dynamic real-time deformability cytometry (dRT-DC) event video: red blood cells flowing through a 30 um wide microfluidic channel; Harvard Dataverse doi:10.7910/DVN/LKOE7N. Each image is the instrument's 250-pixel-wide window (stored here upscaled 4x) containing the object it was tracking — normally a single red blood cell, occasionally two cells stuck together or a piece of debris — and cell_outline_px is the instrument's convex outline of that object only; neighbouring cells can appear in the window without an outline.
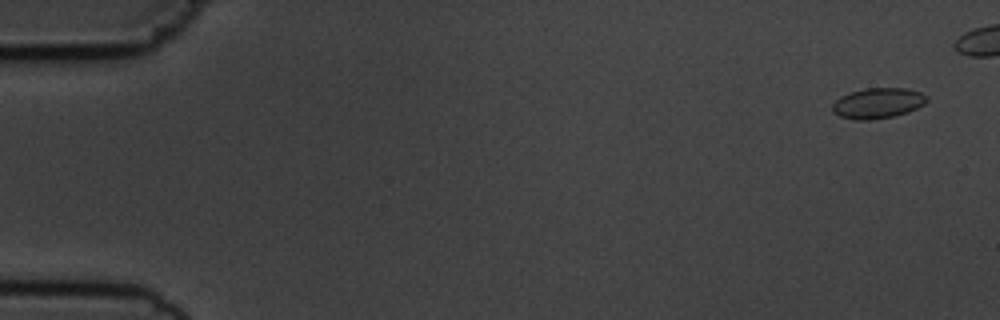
{"species": "common noctule bat (a hibernating species)", "species_latin": "Nyctalus noctula", "temperature_condition": "cold", "stored_images_in_passage": 6, "camera_frame_rate_fps": 3000, "um_per_image_px": 0.085, "animal": {"sex": "male", "body_mass_g": 19.5, "forearm_length_mm": 54.6}, "frame": {"image": 1, "passage_image": 1, "time_ms": 0.0, "image_size_px": [1000, 320], "cell_outline_px": [[928, 100], [924, 104], [908, 112], [892, 116], [868, 120], [856, 120], [840, 116], [832, 112], [832, 104], [840, 96], [864, 88], [904, 88], [920, 92], [928, 96]], "centroid_in_image_um": [74.61, 8.76], "position_along_channel_um": 10.4, "area_um2": 16.7}}
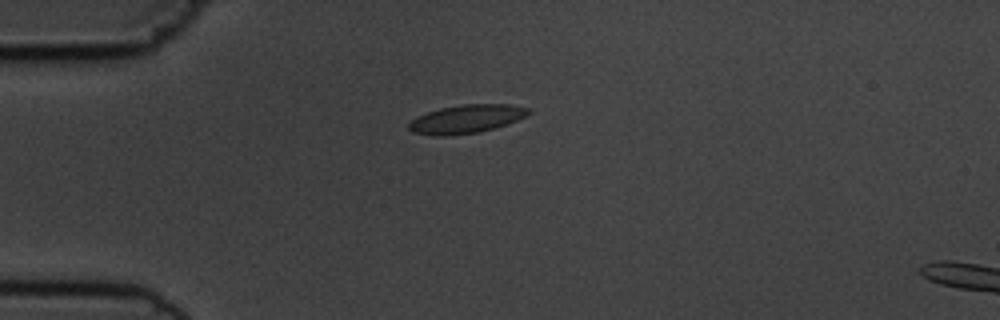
{"frame": {"image": 2, "passage_image": 6, "time_ms": 6.0, "image_size_px": [1000, 320], "cell_outline_px": [[532, 112], [528, 116], [508, 124], [476, 132], [444, 136], [436, 136], [412, 132], [408, 128], [408, 124], [416, 116], [440, 108], [460, 104], [508, 104], [532, 108]], "centroid_in_image_um": [39.68, 10.1], "position_along_channel_um": 45.3, "area_um2": 19.94}}